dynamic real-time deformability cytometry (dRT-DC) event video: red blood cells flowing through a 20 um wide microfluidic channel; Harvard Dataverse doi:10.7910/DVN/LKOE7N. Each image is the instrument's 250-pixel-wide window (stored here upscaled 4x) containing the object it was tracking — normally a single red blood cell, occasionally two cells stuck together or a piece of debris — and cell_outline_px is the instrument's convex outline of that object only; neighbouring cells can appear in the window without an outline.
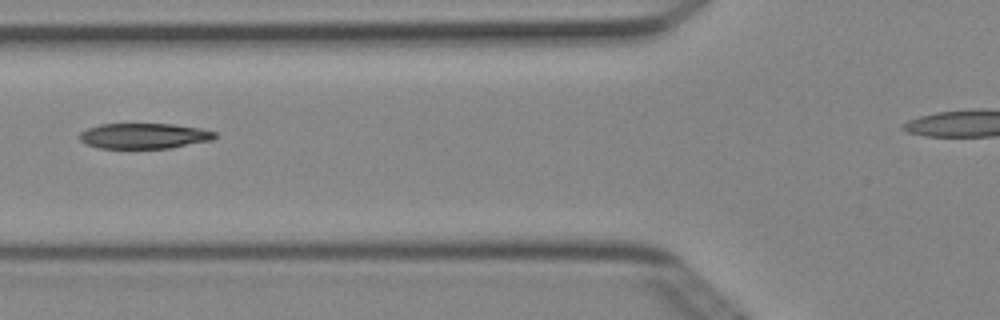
{"species": "Egyptian fruit bat (a non-hibernating species)", "species_latin": "Rousettus aegyptiacus", "temperature_condition": "cold", "stored_images_in_passage": 3, "camera_frame_rate_fps": 3000, "um_per_image_px": 0.085, "animal": {"sex": "female"}, "frame": {"image": 1, "passage_image": 2, "time_ms": 0.333, "image_size_px": [1000, 320], "cell_outline_px": [[216, 136], [212, 140], [172, 148], [100, 148], [84, 144], [80, 140], [80, 132], [88, 128], [100, 124], [172, 124], [200, 128], [216, 132]], "centroid_in_image_um": [12.24, 11.55], "position_along_channel_um": 113.6, "area_um2": 20.11}}
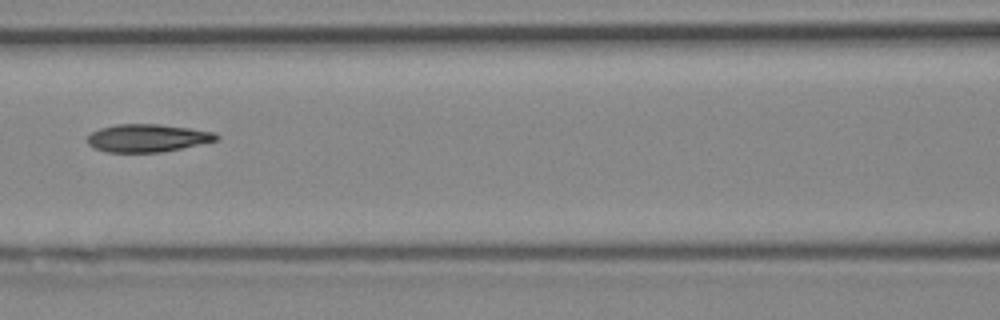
{"frame": {"image": 2, "passage_image": 3, "time_ms": 0.667, "image_size_px": [1000, 320], "cell_outline_px": [[220, 136], [216, 140], [180, 148], [160, 152], [108, 152], [92, 148], [88, 144], [88, 136], [92, 132], [100, 128], [116, 124], [160, 124], [216, 132]], "centroid_in_image_um": [12.5, 11.73], "position_along_channel_um": 154.1, "area_um2": 20.75}}